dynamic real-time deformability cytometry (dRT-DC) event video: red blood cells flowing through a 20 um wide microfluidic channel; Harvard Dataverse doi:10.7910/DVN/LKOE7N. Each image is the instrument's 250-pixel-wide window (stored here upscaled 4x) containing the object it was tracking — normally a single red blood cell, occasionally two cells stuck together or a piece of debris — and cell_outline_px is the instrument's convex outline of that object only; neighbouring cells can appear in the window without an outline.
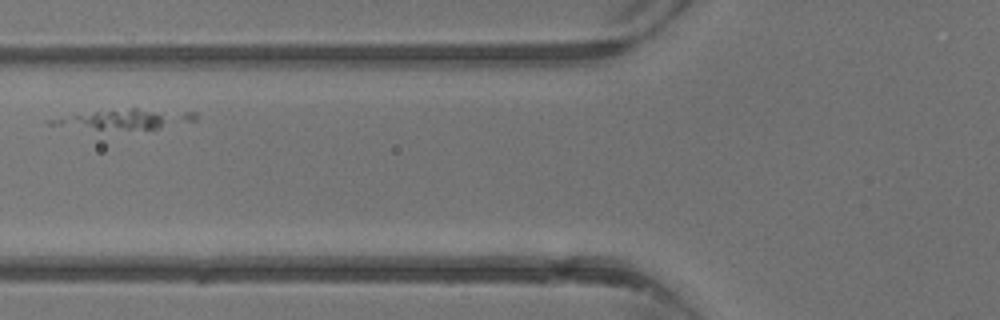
{"species": "common noctule bat (a hibernating species)", "species_latin": "Nyctalus noctula", "temperature_condition": "warm", "stored_images_in_passage": 2, "camera_frame_rate_fps": 3000, "um_per_image_px": 0.085, "animal": {"sex": "male", "body_mass_g": 13.3}, "frame": {"image": 1, "passage_image": 2, "time_ms": 1.0, "image_size_px": [1000, 320], "cell_outline_px": [[196, 120], [160, 128], [96, 128], [48, 124], [48, 120], [96, 112], [132, 108], [136, 108], [196, 112]], "centroid_in_image_um": [10.84, 10.11], "position_along_channel_um": 115.0, "area_um2": 15.49}}